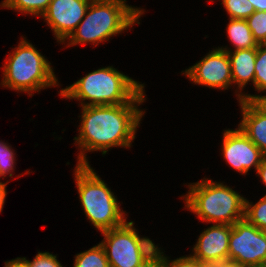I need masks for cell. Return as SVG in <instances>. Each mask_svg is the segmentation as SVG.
<instances>
[{"label": "cell", "mask_w": 266, "mask_h": 267, "mask_svg": "<svg viewBox=\"0 0 266 267\" xmlns=\"http://www.w3.org/2000/svg\"><path fill=\"white\" fill-rule=\"evenodd\" d=\"M144 101L142 90L127 104L83 106L78 129L80 132L78 137H74L76 144L82 149L77 164L89 165L85 153L87 151L101 150L105 155L110 147H130L144 114L138 109V105Z\"/></svg>", "instance_id": "cell-1"}, {"label": "cell", "mask_w": 266, "mask_h": 267, "mask_svg": "<svg viewBox=\"0 0 266 267\" xmlns=\"http://www.w3.org/2000/svg\"><path fill=\"white\" fill-rule=\"evenodd\" d=\"M140 84L112 66L86 74L72 85L62 88L60 95L68 99L88 100L83 106L121 105L130 103L142 90Z\"/></svg>", "instance_id": "cell-2"}, {"label": "cell", "mask_w": 266, "mask_h": 267, "mask_svg": "<svg viewBox=\"0 0 266 267\" xmlns=\"http://www.w3.org/2000/svg\"><path fill=\"white\" fill-rule=\"evenodd\" d=\"M143 12L127 5L126 0H91L83 20L68 37V47L108 41L110 36L132 27Z\"/></svg>", "instance_id": "cell-3"}, {"label": "cell", "mask_w": 266, "mask_h": 267, "mask_svg": "<svg viewBox=\"0 0 266 267\" xmlns=\"http://www.w3.org/2000/svg\"><path fill=\"white\" fill-rule=\"evenodd\" d=\"M188 186L185 206L203 221L233 225L244 219L245 198L227 185L204 178Z\"/></svg>", "instance_id": "cell-4"}, {"label": "cell", "mask_w": 266, "mask_h": 267, "mask_svg": "<svg viewBox=\"0 0 266 267\" xmlns=\"http://www.w3.org/2000/svg\"><path fill=\"white\" fill-rule=\"evenodd\" d=\"M74 172L82 208L95 228L102 232L122 225L126 221L125 212L90 165L77 164Z\"/></svg>", "instance_id": "cell-5"}, {"label": "cell", "mask_w": 266, "mask_h": 267, "mask_svg": "<svg viewBox=\"0 0 266 267\" xmlns=\"http://www.w3.org/2000/svg\"><path fill=\"white\" fill-rule=\"evenodd\" d=\"M5 61L2 86L31 96L32 92L58 85L51 63L25 38Z\"/></svg>", "instance_id": "cell-6"}, {"label": "cell", "mask_w": 266, "mask_h": 267, "mask_svg": "<svg viewBox=\"0 0 266 267\" xmlns=\"http://www.w3.org/2000/svg\"><path fill=\"white\" fill-rule=\"evenodd\" d=\"M228 245L229 260L244 267L266 265V237L245 218L232 225Z\"/></svg>", "instance_id": "cell-7"}, {"label": "cell", "mask_w": 266, "mask_h": 267, "mask_svg": "<svg viewBox=\"0 0 266 267\" xmlns=\"http://www.w3.org/2000/svg\"><path fill=\"white\" fill-rule=\"evenodd\" d=\"M134 222L102 231L104 239L100 243L106 252L109 267H147L142 261L137 245V230Z\"/></svg>", "instance_id": "cell-8"}, {"label": "cell", "mask_w": 266, "mask_h": 267, "mask_svg": "<svg viewBox=\"0 0 266 267\" xmlns=\"http://www.w3.org/2000/svg\"><path fill=\"white\" fill-rule=\"evenodd\" d=\"M183 72L195 84L210 88L226 90L233 84L228 53L219 47Z\"/></svg>", "instance_id": "cell-9"}, {"label": "cell", "mask_w": 266, "mask_h": 267, "mask_svg": "<svg viewBox=\"0 0 266 267\" xmlns=\"http://www.w3.org/2000/svg\"><path fill=\"white\" fill-rule=\"evenodd\" d=\"M222 154L226 162L242 174H246L251 167L257 170L265 155L240 127L224 131Z\"/></svg>", "instance_id": "cell-10"}, {"label": "cell", "mask_w": 266, "mask_h": 267, "mask_svg": "<svg viewBox=\"0 0 266 267\" xmlns=\"http://www.w3.org/2000/svg\"><path fill=\"white\" fill-rule=\"evenodd\" d=\"M91 0H51L42 15L57 42H62L72 34L83 20Z\"/></svg>", "instance_id": "cell-11"}, {"label": "cell", "mask_w": 266, "mask_h": 267, "mask_svg": "<svg viewBox=\"0 0 266 267\" xmlns=\"http://www.w3.org/2000/svg\"><path fill=\"white\" fill-rule=\"evenodd\" d=\"M232 225L214 224L204 230L196 242L192 257L204 265L229 259V237Z\"/></svg>", "instance_id": "cell-12"}, {"label": "cell", "mask_w": 266, "mask_h": 267, "mask_svg": "<svg viewBox=\"0 0 266 267\" xmlns=\"http://www.w3.org/2000/svg\"><path fill=\"white\" fill-rule=\"evenodd\" d=\"M242 111L240 129L266 155V110L257 101H239Z\"/></svg>", "instance_id": "cell-13"}, {"label": "cell", "mask_w": 266, "mask_h": 267, "mask_svg": "<svg viewBox=\"0 0 266 267\" xmlns=\"http://www.w3.org/2000/svg\"><path fill=\"white\" fill-rule=\"evenodd\" d=\"M220 49L228 53L232 80L238 85L240 91L248 82L252 81L254 84L257 48L238 49L233 52L226 47Z\"/></svg>", "instance_id": "cell-14"}, {"label": "cell", "mask_w": 266, "mask_h": 267, "mask_svg": "<svg viewBox=\"0 0 266 267\" xmlns=\"http://www.w3.org/2000/svg\"><path fill=\"white\" fill-rule=\"evenodd\" d=\"M227 34L235 49L257 48L258 44L253 38L251 29L246 20L229 19Z\"/></svg>", "instance_id": "cell-15"}, {"label": "cell", "mask_w": 266, "mask_h": 267, "mask_svg": "<svg viewBox=\"0 0 266 267\" xmlns=\"http://www.w3.org/2000/svg\"><path fill=\"white\" fill-rule=\"evenodd\" d=\"M73 267H109L104 247L99 243L75 256Z\"/></svg>", "instance_id": "cell-16"}, {"label": "cell", "mask_w": 266, "mask_h": 267, "mask_svg": "<svg viewBox=\"0 0 266 267\" xmlns=\"http://www.w3.org/2000/svg\"><path fill=\"white\" fill-rule=\"evenodd\" d=\"M137 245L142 261L147 267H161L164 264L166 257L152 240L146 237L141 238L137 233Z\"/></svg>", "instance_id": "cell-17"}, {"label": "cell", "mask_w": 266, "mask_h": 267, "mask_svg": "<svg viewBox=\"0 0 266 267\" xmlns=\"http://www.w3.org/2000/svg\"><path fill=\"white\" fill-rule=\"evenodd\" d=\"M50 2L51 0H4L0 6L25 14L42 16Z\"/></svg>", "instance_id": "cell-18"}, {"label": "cell", "mask_w": 266, "mask_h": 267, "mask_svg": "<svg viewBox=\"0 0 266 267\" xmlns=\"http://www.w3.org/2000/svg\"><path fill=\"white\" fill-rule=\"evenodd\" d=\"M244 218L261 230L266 228V195L254 205L245 199Z\"/></svg>", "instance_id": "cell-19"}, {"label": "cell", "mask_w": 266, "mask_h": 267, "mask_svg": "<svg viewBox=\"0 0 266 267\" xmlns=\"http://www.w3.org/2000/svg\"><path fill=\"white\" fill-rule=\"evenodd\" d=\"M221 4L229 14V19L246 20L255 12L249 0H222Z\"/></svg>", "instance_id": "cell-20"}, {"label": "cell", "mask_w": 266, "mask_h": 267, "mask_svg": "<svg viewBox=\"0 0 266 267\" xmlns=\"http://www.w3.org/2000/svg\"><path fill=\"white\" fill-rule=\"evenodd\" d=\"M254 88L259 92H266V44L257 46Z\"/></svg>", "instance_id": "cell-21"}, {"label": "cell", "mask_w": 266, "mask_h": 267, "mask_svg": "<svg viewBox=\"0 0 266 267\" xmlns=\"http://www.w3.org/2000/svg\"><path fill=\"white\" fill-rule=\"evenodd\" d=\"M248 27L251 29L254 40L258 45L266 44V12L255 11L246 19Z\"/></svg>", "instance_id": "cell-22"}, {"label": "cell", "mask_w": 266, "mask_h": 267, "mask_svg": "<svg viewBox=\"0 0 266 267\" xmlns=\"http://www.w3.org/2000/svg\"><path fill=\"white\" fill-rule=\"evenodd\" d=\"M13 149L10 148L6 143L0 141V177L5 178L6 174L12 177V172L14 169V158ZM12 171V172H11Z\"/></svg>", "instance_id": "cell-23"}, {"label": "cell", "mask_w": 266, "mask_h": 267, "mask_svg": "<svg viewBox=\"0 0 266 267\" xmlns=\"http://www.w3.org/2000/svg\"><path fill=\"white\" fill-rule=\"evenodd\" d=\"M28 267H63L57 260V256L49 252H38L33 261L21 258Z\"/></svg>", "instance_id": "cell-24"}, {"label": "cell", "mask_w": 266, "mask_h": 267, "mask_svg": "<svg viewBox=\"0 0 266 267\" xmlns=\"http://www.w3.org/2000/svg\"><path fill=\"white\" fill-rule=\"evenodd\" d=\"M162 267H206V265L190 255L177 258L171 262L166 257Z\"/></svg>", "instance_id": "cell-25"}, {"label": "cell", "mask_w": 266, "mask_h": 267, "mask_svg": "<svg viewBox=\"0 0 266 267\" xmlns=\"http://www.w3.org/2000/svg\"><path fill=\"white\" fill-rule=\"evenodd\" d=\"M238 99L239 101L247 100V101H257L265 110H266V94L264 96L261 95H250V94H239L238 93Z\"/></svg>", "instance_id": "cell-26"}, {"label": "cell", "mask_w": 266, "mask_h": 267, "mask_svg": "<svg viewBox=\"0 0 266 267\" xmlns=\"http://www.w3.org/2000/svg\"><path fill=\"white\" fill-rule=\"evenodd\" d=\"M206 267H244L233 260H223L215 263H211L207 265Z\"/></svg>", "instance_id": "cell-27"}, {"label": "cell", "mask_w": 266, "mask_h": 267, "mask_svg": "<svg viewBox=\"0 0 266 267\" xmlns=\"http://www.w3.org/2000/svg\"><path fill=\"white\" fill-rule=\"evenodd\" d=\"M256 172L259 175V177H261L262 182L265 183V185H266V155H264V157L262 159V163Z\"/></svg>", "instance_id": "cell-28"}, {"label": "cell", "mask_w": 266, "mask_h": 267, "mask_svg": "<svg viewBox=\"0 0 266 267\" xmlns=\"http://www.w3.org/2000/svg\"><path fill=\"white\" fill-rule=\"evenodd\" d=\"M255 11L266 12V0H249Z\"/></svg>", "instance_id": "cell-29"}, {"label": "cell", "mask_w": 266, "mask_h": 267, "mask_svg": "<svg viewBox=\"0 0 266 267\" xmlns=\"http://www.w3.org/2000/svg\"><path fill=\"white\" fill-rule=\"evenodd\" d=\"M5 267H28L27 264L20 258L12 259L11 261L5 262Z\"/></svg>", "instance_id": "cell-30"}, {"label": "cell", "mask_w": 266, "mask_h": 267, "mask_svg": "<svg viewBox=\"0 0 266 267\" xmlns=\"http://www.w3.org/2000/svg\"><path fill=\"white\" fill-rule=\"evenodd\" d=\"M8 181L5 183H2L0 181V212H2L3 206H4V202H5V197H6V185H7Z\"/></svg>", "instance_id": "cell-31"}, {"label": "cell", "mask_w": 266, "mask_h": 267, "mask_svg": "<svg viewBox=\"0 0 266 267\" xmlns=\"http://www.w3.org/2000/svg\"><path fill=\"white\" fill-rule=\"evenodd\" d=\"M262 231H263V233H264V235H265V237H266V228L263 229Z\"/></svg>", "instance_id": "cell-32"}]
</instances>
